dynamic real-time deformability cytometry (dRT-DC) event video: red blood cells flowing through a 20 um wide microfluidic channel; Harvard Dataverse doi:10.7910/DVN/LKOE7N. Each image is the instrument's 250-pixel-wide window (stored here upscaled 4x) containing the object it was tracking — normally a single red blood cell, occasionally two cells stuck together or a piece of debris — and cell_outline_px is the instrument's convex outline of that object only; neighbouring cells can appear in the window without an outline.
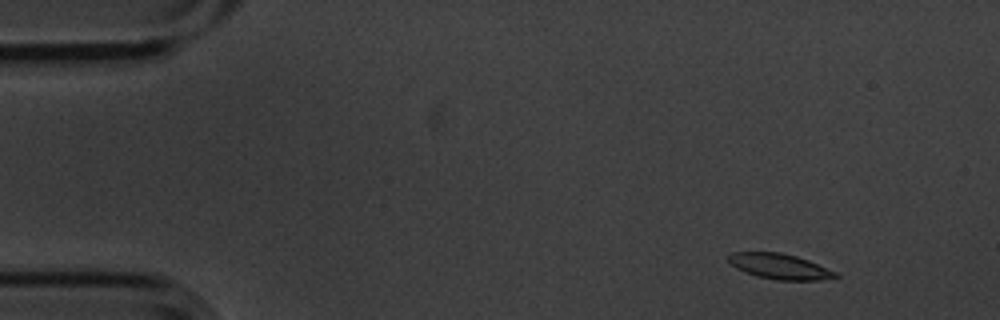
{"species": "common noctule bat (a hibernating species)", "species_latin": "Nyctalus noctula", "temperature_condition": "cold", "stored_images_in_passage": 5, "camera_frame_rate_fps": 3000, "um_per_image_px": 0.085, "animal": {"sex": "male", "body_mass_g": 20.1, "forearm_length_mm": 53.5}, "frame": {"image": 1, "passage_image": 1, "time_ms": 0.0, "image_size_px": [1000, 320], "cell_outline_px": [[840, 276], [820, 280], [776, 280], [756, 276], [736, 268], [728, 260], [728, 256], [732, 252], [780, 252], [796, 256], [808, 260], [836, 272]], "centroid_in_image_um": [66.26, 22.64], "position_along_channel_um": 18.7, "area_um2": 15.72}}